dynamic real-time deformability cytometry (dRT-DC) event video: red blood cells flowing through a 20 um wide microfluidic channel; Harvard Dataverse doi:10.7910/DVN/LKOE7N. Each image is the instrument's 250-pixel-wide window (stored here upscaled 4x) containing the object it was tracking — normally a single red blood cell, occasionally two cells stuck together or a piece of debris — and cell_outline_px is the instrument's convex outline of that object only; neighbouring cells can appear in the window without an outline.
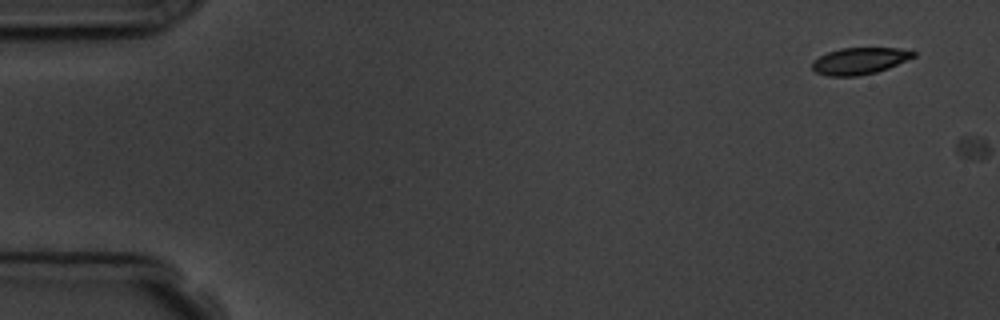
{"species": "common noctule bat (a hibernating species)", "species_latin": "Nyctalus noctula", "temperature_condition": "room temperature", "stored_images_in_passage": 2, "camera_frame_rate_fps": 3000, "um_per_image_px": 0.085, "animal": {"sex": "male", "body_mass_g": 19.5, "forearm_length_mm": 54.6}, "frame": {"image": 1, "passage_image": 1, "time_ms": 0.0, "image_size_px": [1000, 320], "cell_outline_px": [[916, 56], [888, 68], [876, 72], [856, 76], [828, 76], [816, 72], [812, 68], [812, 60], [828, 52], [840, 48], [896, 48], [916, 52]], "centroid_in_image_um": [73.04, 5.18], "position_along_channel_um": 12.0, "area_um2": 15.66}}